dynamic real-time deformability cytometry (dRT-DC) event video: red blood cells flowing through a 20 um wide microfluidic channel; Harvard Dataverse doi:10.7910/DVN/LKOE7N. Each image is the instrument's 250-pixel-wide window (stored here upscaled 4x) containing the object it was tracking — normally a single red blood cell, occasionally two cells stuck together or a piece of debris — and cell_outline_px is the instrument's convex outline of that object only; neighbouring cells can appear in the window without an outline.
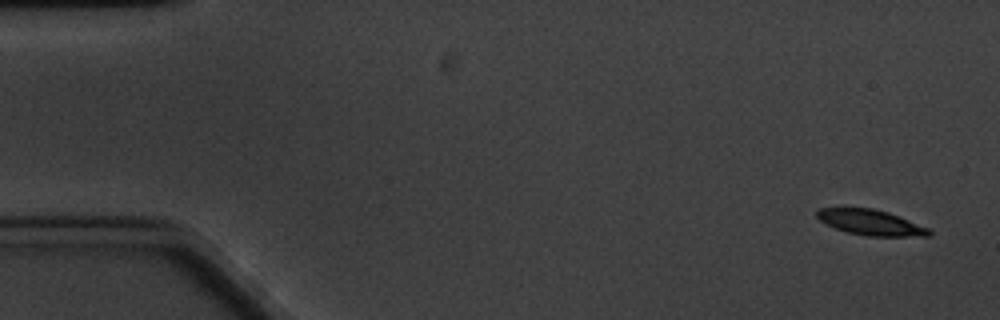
{"species": "common noctule bat (a hibernating species)", "species_latin": "Nyctalus noctula", "temperature_condition": "cold", "stored_images_in_passage": 5, "camera_frame_rate_fps": 3000, "um_per_image_px": 0.085, "animal": {"sex": "male", "body_mass_g": 20.1, "forearm_length_mm": 53.5}, "frame": {"image": 1, "passage_image": 1, "time_ms": 0.0, "image_size_px": [1000, 320], "cell_outline_px": [[932, 232], [928, 236], [868, 236], [848, 232], [824, 224], [816, 216], [816, 212], [820, 208], [872, 208], [888, 212], [928, 228]], "centroid_in_image_um": [73.98, 18.91], "position_along_channel_um": 11.0, "area_um2": 16.42}}
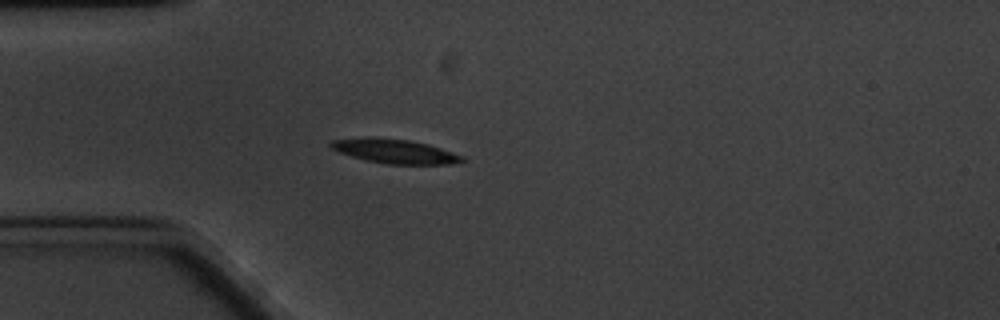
{"frame": {"image": 2, "passage_image": 5, "time_ms": 4.667, "image_size_px": [1000, 320], "cell_outline_px": [[464, 160], [452, 164], [388, 164], [368, 160], [352, 156], [340, 152], [332, 148], [328, 144], [332, 140], [364, 136], [372, 136], [408, 140], [428, 144], [464, 156]], "centroid_in_image_um": [33.53, 12.83], "position_along_channel_um": 51.5, "area_um2": 18.5}}